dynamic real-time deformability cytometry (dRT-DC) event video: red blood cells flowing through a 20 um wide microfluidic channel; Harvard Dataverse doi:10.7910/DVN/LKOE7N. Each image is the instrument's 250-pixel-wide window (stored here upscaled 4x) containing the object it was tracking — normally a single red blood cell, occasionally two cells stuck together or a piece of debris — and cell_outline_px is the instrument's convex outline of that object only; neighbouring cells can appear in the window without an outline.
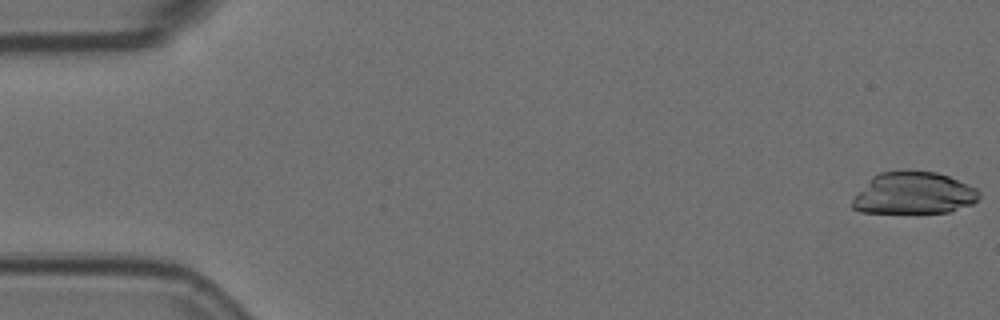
{"species": "Egyptian fruit bat (a non-hibernating species)", "species_latin": "Rousettus aegyptiacus", "temperature_condition": "room temperature", "stored_images_in_passage": 56, "camera_frame_rate_fps": 3000, "um_per_image_px": 0.085, "animal": {"sex": "female"}, "frame": {"image": 1, "passage_image": 1, "time_ms": 0.0, "image_size_px": [1000, 320], "cell_outline_px": [[980, 196], [972, 204], [948, 212], [860, 212], [852, 208], [852, 200], [872, 176], [880, 172], [900, 168], [908, 168], [936, 172], [948, 176], [968, 184], [976, 188], [980, 192]], "centroid_in_image_um": [77.66, 16.38], "position_along_channel_um": 7.3, "area_um2": 31.33}}
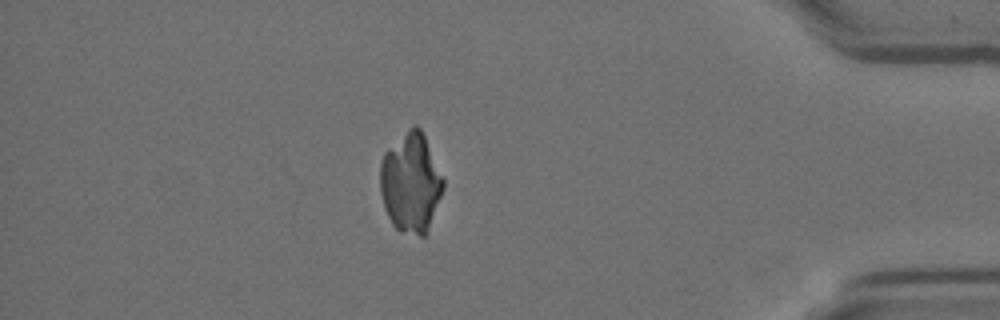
{"frame": {"image": 2, "passage_image": 49, "time_ms": 16.0, "image_size_px": [1000, 320], "cell_outline_px": [[444, 188], [424, 236], [420, 236], [400, 232], [392, 224], [384, 208], [380, 192], [380, 164], [384, 152], [412, 124], [416, 124], [420, 128], [424, 136], [444, 180]], "centroid_in_image_um": [34.88, 15.52], "position_along_channel_um": 400.3, "area_um2": 36.36}}